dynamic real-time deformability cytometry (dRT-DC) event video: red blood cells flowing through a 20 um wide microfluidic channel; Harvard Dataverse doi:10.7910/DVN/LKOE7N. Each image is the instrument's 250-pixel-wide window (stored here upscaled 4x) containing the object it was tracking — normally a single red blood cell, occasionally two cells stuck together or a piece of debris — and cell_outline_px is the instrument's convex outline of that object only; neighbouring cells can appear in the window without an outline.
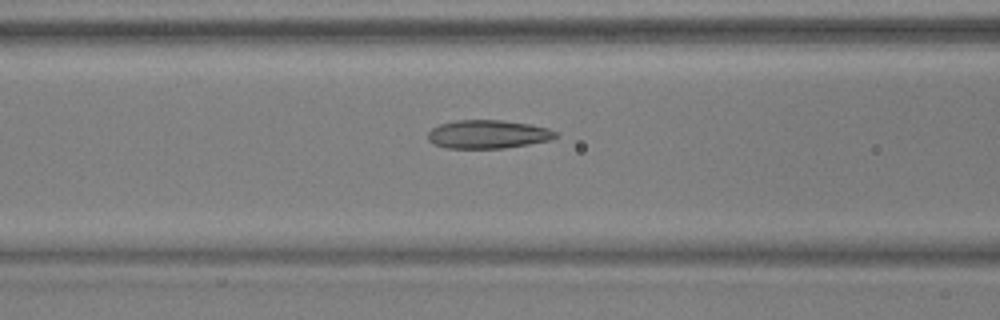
{"species": "common noctule bat (a hibernating species)", "species_latin": "Nyctalus noctula", "temperature_condition": "warm", "stored_images_in_passage": 45, "camera_frame_rate_fps": 3000, "um_per_image_px": 0.085, "animal": {"sex": "male", "body_mass_g": 17.9, "forearm_length_mm": 54.2}, "frame": {"image": 1, "passage_image": 14, "time_ms": 4.333, "image_size_px": [1000, 320], "cell_outline_px": [[560, 136], [548, 140], [528, 144], [504, 148], [448, 148], [432, 144], [428, 140], [428, 132], [432, 128], [440, 124], [456, 120], [500, 120], [532, 124], [548, 128], [556, 132]], "centroid_in_image_um": [41.47, 11.41], "position_along_channel_um": 125.1, "area_um2": 21.21}}
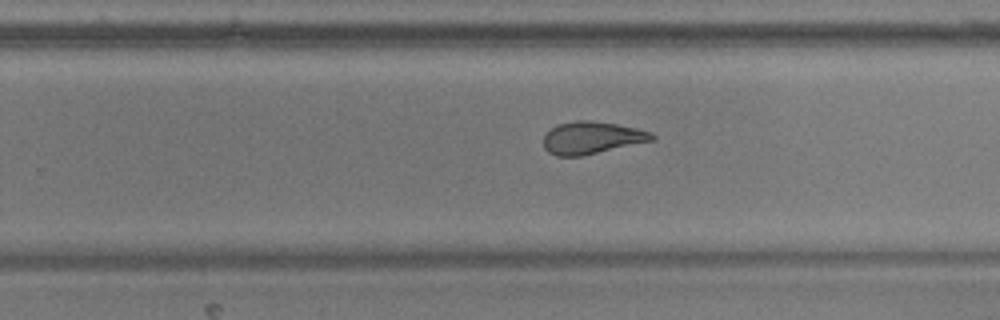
{"frame": {"image": 2, "passage_image": 26, "time_ms": 8.333, "image_size_px": [1000, 320], "cell_outline_px": [[656, 140], [580, 156], [556, 156], [548, 152], [544, 148], [544, 132], [556, 124], [576, 120], [588, 120], [616, 124], [636, 128], [652, 132], [656, 136]], "centroid_in_image_um": [50.29, 11.7], "position_along_channel_um": 279.5, "area_um2": 20.63}}
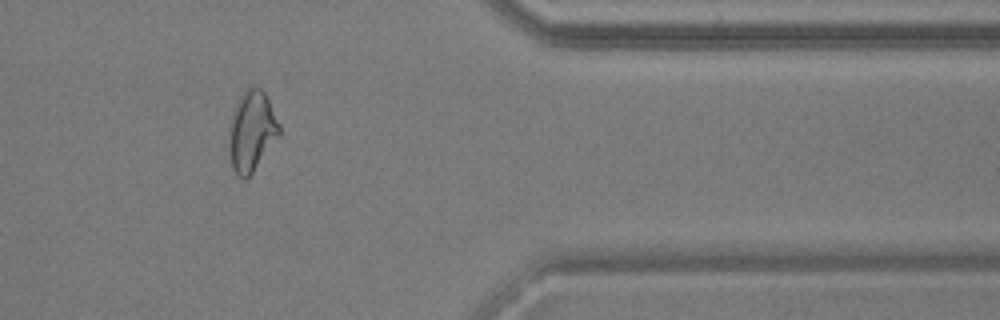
{"frame": {"image": 3, "passage_image": 36, "time_ms": 11.667, "image_size_px": [1000, 320], "cell_outline_px": [[280, 136], [252, 172], [244, 180], [236, 176], [232, 168], [228, 152], [228, 124], [236, 104], [240, 96], [248, 88], [260, 88], [264, 92], [280, 124]], "centroid_in_image_um": [21.36, 11.19], "position_along_channel_um": 390.0, "area_um2": 23.7}, "authors_computed_cell_mechanics": {"area_um2": 22.253, "velocity_mm_per_s": 3.865, "shape_relaxation_time_tau1_ms": 7.3866, "shape_relaxation_time_tau2_ms": 1.8508, "deformation_change_tau1": 0.189, "deformation_change_tau2": 0.0897}}